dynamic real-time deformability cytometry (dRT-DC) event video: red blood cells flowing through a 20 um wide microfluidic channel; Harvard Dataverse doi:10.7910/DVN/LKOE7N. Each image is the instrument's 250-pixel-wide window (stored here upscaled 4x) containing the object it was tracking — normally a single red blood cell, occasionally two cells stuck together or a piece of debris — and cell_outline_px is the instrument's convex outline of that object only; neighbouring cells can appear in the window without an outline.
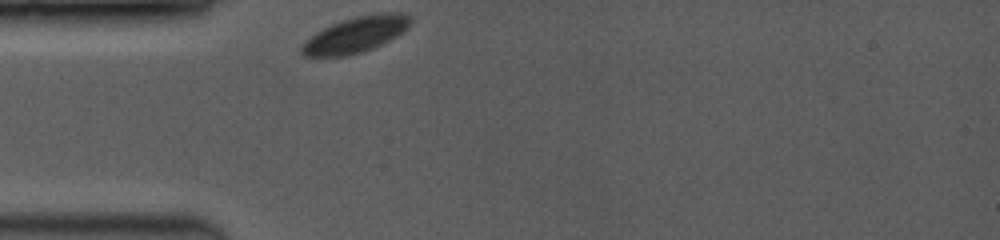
{"species": "common noctule bat (a hibernating species)", "species_latin": "Nyctalus noctula", "temperature_condition": "room temperature", "stored_images_in_passage": 17, "camera_frame_rate_fps": 3500, "um_per_image_px": 0.085, "animal": {"sex": "female", "body_mass_g": 19.0, "forearm_length_mm": 53.3}, "frame": {"image": 1, "passage_image": 1, "time_ms": 0.0, "image_size_px": [1000, 240], "cell_outline_px": [[412, 24], [404, 32], [372, 48], [348, 56], [304, 56], [300, 52], [300, 48], [304, 40], [316, 32], [332, 24], [356, 16], [376, 12], [400, 12], [408, 16], [412, 20]], "centroid_in_image_um": [30.24, 2.93], "position_along_channel_um": 54.8, "area_um2": 22.72}}
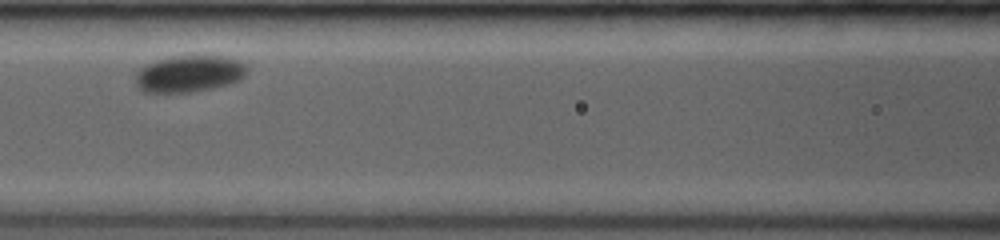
{"frame": {"image": 2, "passage_image": 6, "time_ms": 2.857, "image_size_px": [1000, 240], "cell_outline_px": [[244, 76], [240, 80], [228, 84], [212, 88], [192, 92], [144, 92], [136, 84], [136, 72], [140, 68], [156, 60], [172, 56], [224, 56], [236, 60], [244, 64]], "centroid_in_image_um": [16.04, 6.27], "position_along_channel_um": 150.6, "area_um2": 23.52}}
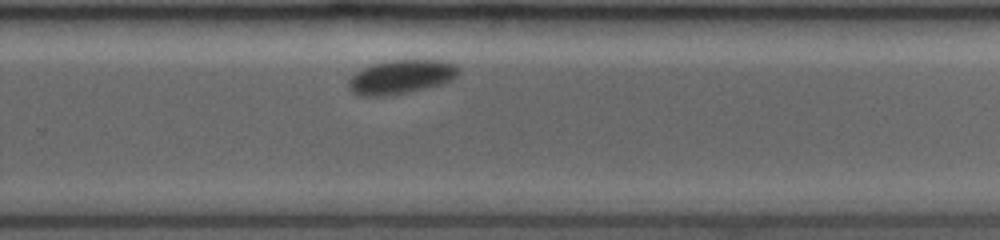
{"frame": {"image": 3, "passage_image": 17, "time_ms": 6.857, "image_size_px": [1000, 240], "cell_outline_px": [[460, 72], [452, 80], [444, 84], [396, 96], [356, 96], [348, 88], [348, 80], [356, 72], [372, 64], [392, 60], [448, 60], [460, 64]], "centroid_in_image_um": [34.16, 6.55], "position_along_channel_um": 295.6, "area_um2": 22.54}}